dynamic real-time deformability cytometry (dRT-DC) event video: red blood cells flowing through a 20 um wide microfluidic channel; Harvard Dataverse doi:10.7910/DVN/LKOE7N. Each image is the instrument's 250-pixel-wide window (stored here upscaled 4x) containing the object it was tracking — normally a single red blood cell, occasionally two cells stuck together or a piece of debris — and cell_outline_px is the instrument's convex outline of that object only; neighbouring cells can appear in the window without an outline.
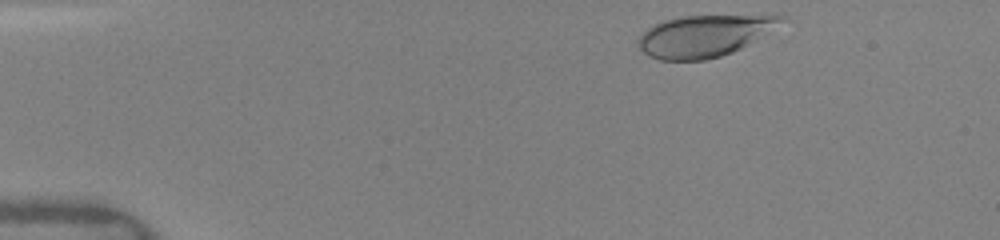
{"species": "human", "species_latin": "Homo sapiens", "temperature_condition": "warm", "stored_images_in_passage": 38, "camera_frame_rate_fps": 3000, "um_per_image_px": 0.085, "donor": {"sex": "female"}, "frame": {"image": 1, "passage_image": 2, "time_ms": 0.333, "image_size_px": [1000, 240], "cell_outline_px": [[784, 16], [780, 20], [740, 48], [732, 52], [720, 56], [704, 60], [660, 60], [648, 56], [636, 44], [636, 40], [648, 28], [664, 20], [684, 16]], "centroid_in_image_um": [59.64, 3.08], "position_along_channel_um": 25.4, "area_um2": 33.18}}
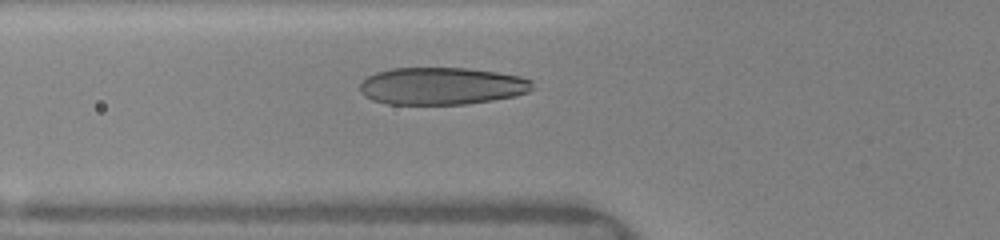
{"frame": {"image": 2, "passage_image": 13, "time_ms": 4.0, "image_size_px": [1000, 240], "cell_outline_px": [[532, 88], [528, 92], [512, 96], [492, 100], [464, 104], [388, 104], [372, 100], [364, 96], [360, 92], [360, 80], [376, 72], [392, 68], [468, 68], [496, 72], [520, 76], [532, 80]], "centroid_in_image_um": [37.5, 7.31], "position_along_channel_um": 88.3, "area_um2": 37.57}}
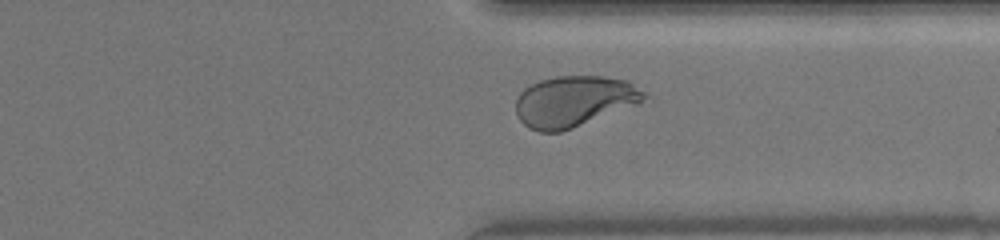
{"frame": {"image": 3, "passage_image": 33, "time_ms": 10.667, "image_size_px": [1000, 240], "cell_outline_px": [[648, 96], [640, 104], [572, 128], [560, 132], [540, 132], [528, 128], [516, 116], [516, 100], [520, 92], [524, 88], [540, 80], [556, 76], [604, 76], [628, 80], [648, 92]], "centroid_in_image_um": [48.84, 8.6], "position_along_channel_um": 362.6, "area_um2": 38.55}, "authors_computed_cell_mechanics": {"area_um2": 37.57, "velocity_mm_per_s": 4.0977, "shape_relaxation_time_tau1_ms": 3.4279, "shape_relaxation_time_tau2_ms": null, "deformation_change_tau1": 0.1792, "deformation_change_tau2": null}}